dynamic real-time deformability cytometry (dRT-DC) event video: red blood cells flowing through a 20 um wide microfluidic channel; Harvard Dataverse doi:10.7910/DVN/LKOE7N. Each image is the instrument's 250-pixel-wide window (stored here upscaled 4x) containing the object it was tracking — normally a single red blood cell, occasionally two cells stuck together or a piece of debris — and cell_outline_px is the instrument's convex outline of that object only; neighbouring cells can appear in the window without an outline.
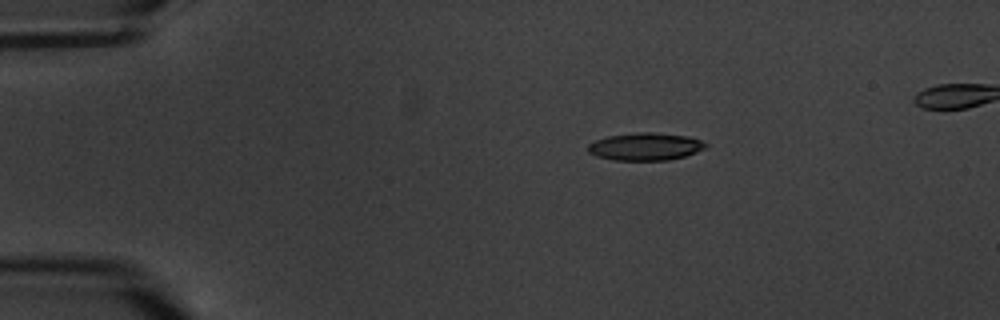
{"species": "common noctule bat (a hibernating species)", "species_latin": "Nyctalus noctula", "temperature_condition": "warm", "stored_images_in_passage": 4, "camera_frame_rate_fps": 3000, "um_per_image_px": 0.085, "animal": {"sex": "male", "body_mass_g": 20.1, "forearm_length_mm": 53.5}, "frame": {"image": 1, "passage_image": 1, "time_ms": 0.0, "image_size_px": [1000, 320], "cell_outline_px": [[708, 144], [704, 148], [696, 152], [684, 156], [668, 160], [612, 160], [596, 156], [588, 152], [588, 144], [596, 140], [608, 136], [636, 132], [652, 132], [688, 136], [700, 140]], "centroid_in_image_um": [54.83, 12.46], "position_along_channel_um": 30.2, "area_um2": 18.84}}